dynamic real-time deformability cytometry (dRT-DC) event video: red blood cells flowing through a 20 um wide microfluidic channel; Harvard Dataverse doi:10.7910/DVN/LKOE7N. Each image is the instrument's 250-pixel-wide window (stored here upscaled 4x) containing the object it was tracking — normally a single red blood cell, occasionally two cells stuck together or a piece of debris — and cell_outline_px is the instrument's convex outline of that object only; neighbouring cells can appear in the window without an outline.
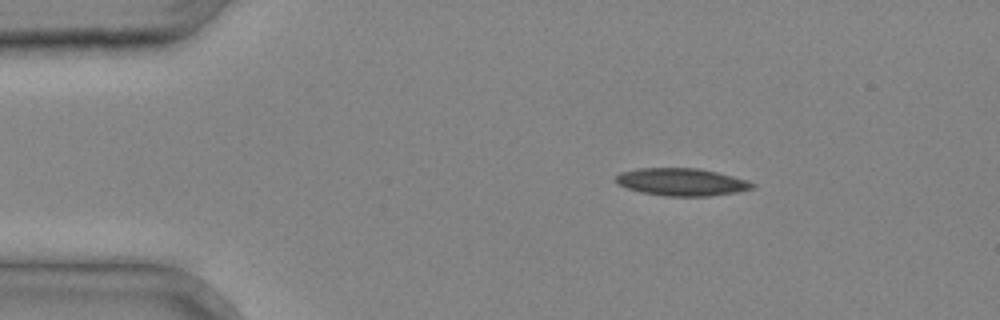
{"species": "common noctule bat (a hibernating species)", "species_latin": "Nyctalus noctula", "temperature_condition": "cold", "stored_images_in_passage": 31, "camera_frame_rate_fps": 3000, "um_per_image_px": 0.085, "animal": {"sex": "male", "body_mass_g": 20.4}, "frame": {"image": 1, "passage_image": 1, "time_ms": 0.0, "image_size_px": [1000, 320], "cell_outline_px": [[756, 184], [752, 188], [736, 192], [708, 196], [664, 196], [640, 192], [616, 184], [616, 176], [620, 172], [636, 168], [696, 168], [716, 172], [748, 180]], "centroid_in_image_um": [57.9, 15.47], "position_along_channel_um": 27.1, "area_um2": 21.85}}
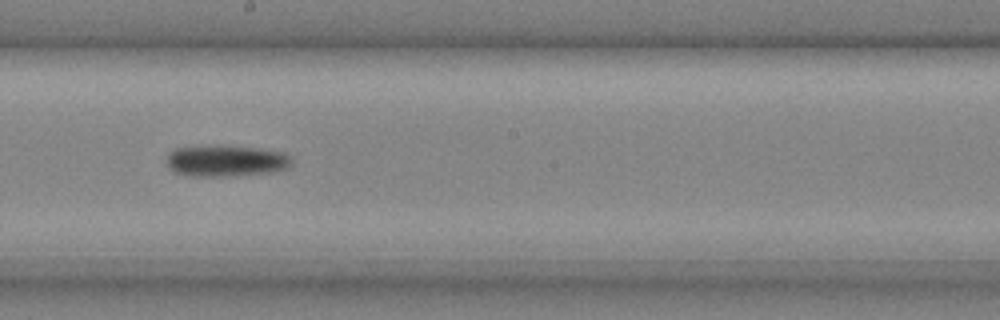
{"frame": {"image": 2, "passage_image": 16, "time_ms": 5.0, "image_size_px": [1000, 320], "cell_outline_px": [[292, 164], [288, 168], [272, 172], [216, 176], [192, 176], [176, 172], [168, 168], [164, 160], [168, 152], [176, 148], [200, 144], [220, 144], [256, 148], [284, 152], [292, 160]], "centroid_in_image_um": [19.13, 13.63], "position_along_channel_um": 229.1, "area_um2": 23.41}}
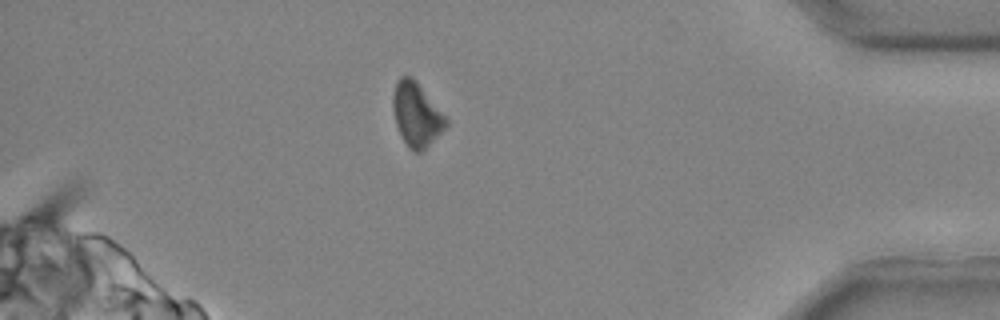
{"frame": {"image": 3, "passage_image": 28, "time_ms": 9.0, "image_size_px": [1000, 320], "cell_outline_px": [[448, 124], [420, 152], [412, 152], [408, 148], [396, 124], [392, 108], [392, 96], [396, 80], [400, 76], [412, 76], [416, 80], [448, 120]], "centroid_in_image_um": [35.36, 9.69], "position_along_channel_um": 399.8, "area_um2": 19.42}}